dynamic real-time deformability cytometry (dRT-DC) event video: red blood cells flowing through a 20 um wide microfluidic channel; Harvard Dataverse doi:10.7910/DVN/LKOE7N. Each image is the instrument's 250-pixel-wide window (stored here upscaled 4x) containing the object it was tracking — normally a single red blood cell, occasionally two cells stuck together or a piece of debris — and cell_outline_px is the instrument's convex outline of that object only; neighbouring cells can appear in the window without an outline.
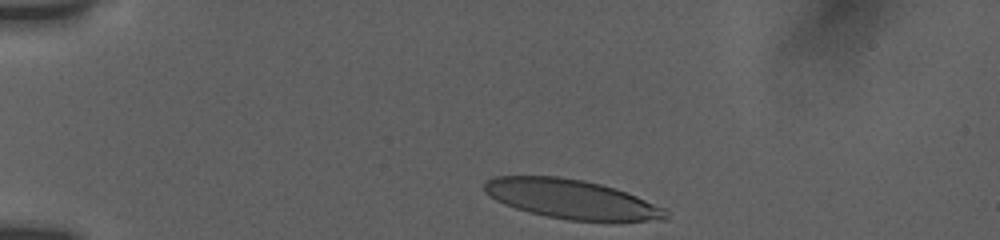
{"species": "human", "species_latin": "Homo sapiens", "temperature_condition": "room temperature", "stored_images_in_passage": 36, "camera_frame_rate_fps": 3000, "um_per_image_px": 0.085, "donor": {"sex": "female"}, "frame": {"image": 1, "passage_image": 1, "time_ms": 0.0, "image_size_px": [1000, 240], "cell_outline_px": [[668, 220], [568, 220], [528, 212], [504, 204], [488, 196], [484, 192], [484, 184], [488, 180], [496, 176], [556, 176], [584, 180], [600, 184], [636, 196], [668, 208]], "centroid_in_image_um": [48.57, 16.92], "position_along_channel_um": 36.4, "area_um2": 41.15}}
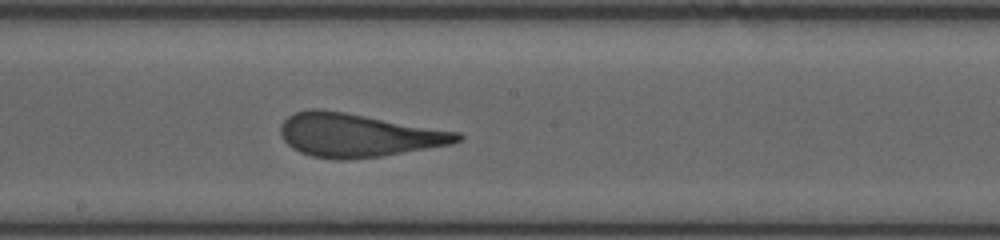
{"frame": {"image": 2, "passage_image": 20, "time_ms": 6.333, "image_size_px": [1000, 240], "cell_outline_px": [[464, 136], [460, 140], [452, 144], [380, 156], [340, 160], [336, 160], [312, 156], [300, 152], [292, 148], [284, 140], [280, 132], [280, 128], [284, 120], [288, 116], [296, 112], [312, 108], [316, 108], [344, 112], [460, 132]], "centroid_in_image_um": [30.42, 11.49], "position_along_channel_um": 217.8, "area_um2": 44.39}}
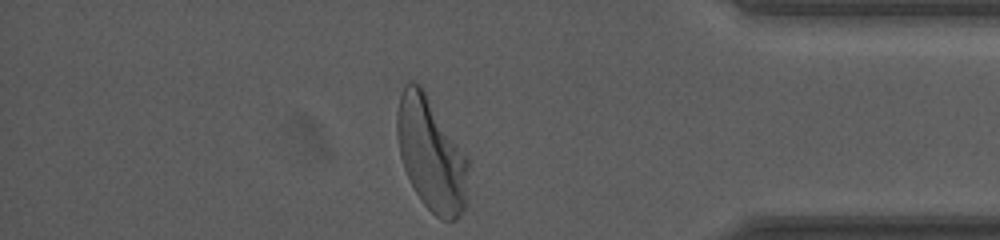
{"frame": {"image": 3, "passage_image": 36, "time_ms": 11.667, "image_size_px": [1000, 240], "cell_outline_px": [[472, 160], [464, 208], [460, 216], [456, 220], [440, 220], [420, 200], [404, 168], [400, 156], [396, 132], [396, 112], [400, 92], [404, 84], [412, 80], [420, 84]], "centroid_in_image_um": [36.68, 13.08], "position_along_channel_um": 398.5, "area_um2": 48.15}, "authors_computed_cell_mechanics": {"area_um2": 44.6505, "velocity_mm_per_s": 3.8231, "shape_relaxation_time_tau1_ms": 6.8815, "shape_relaxation_time_tau2_ms": 0.8519, "deformation_change_tau1": 0.278, "deformation_change_tau2": 0.105}}